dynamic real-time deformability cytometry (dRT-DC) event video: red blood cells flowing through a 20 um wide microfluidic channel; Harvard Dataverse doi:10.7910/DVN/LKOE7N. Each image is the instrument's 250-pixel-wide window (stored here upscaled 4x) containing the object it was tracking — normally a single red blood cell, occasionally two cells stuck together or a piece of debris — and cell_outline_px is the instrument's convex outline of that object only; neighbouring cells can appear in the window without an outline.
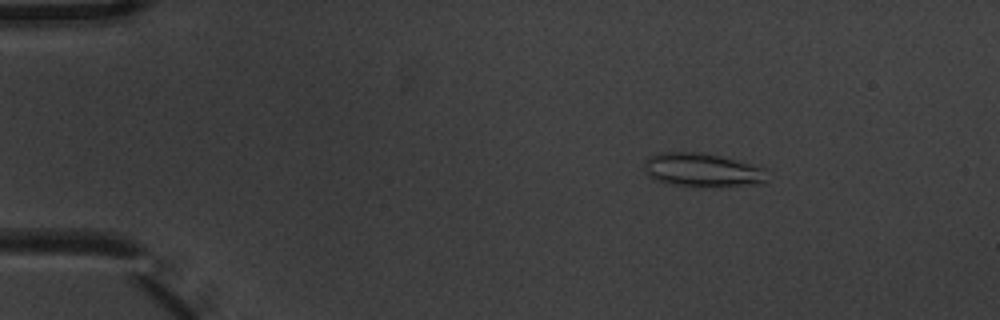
{"species": "common noctule bat (a hibernating species)", "species_latin": "Nyctalus noctula", "temperature_condition": "warm", "stored_images_in_passage": 9, "camera_frame_rate_fps": 3000, "um_per_image_px": 0.085, "animal": {"sex": "male", "body_mass_g": 20.1, "forearm_length_mm": 53.5}, "frame": {"image": 1, "passage_image": 3, "time_ms": 0.667, "image_size_px": [1000, 320], "cell_outline_px": [[768, 180], [760, 184], [696, 188], [672, 184], [656, 180], [648, 172], [644, 164], [644, 160], [648, 156], [656, 152], [700, 152], [720, 156], [768, 168]], "centroid_in_image_um": [59.76, 14.46], "position_along_channel_um": 25.2, "area_um2": 24.62}}
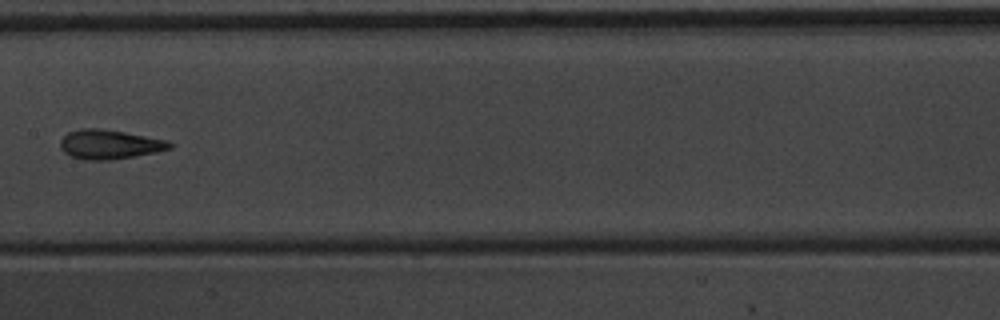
{"frame": {"image": 2, "passage_image": 8, "time_ms": 2.333, "image_size_px": [1000, 320], "cell_outline_px": [[172, 148], [156, 152], [112, 160], [84, 160], [72, 156], [64, 152], [60, 148], [60, 140], [68, 132], [80, 128], [100, 128], [124, 132], [168, 140], [172, 144]], "centroid_in_image_um": [9.3, 12.27], "position_along_channel_um": 198.1, "area_um2": 18.73}}
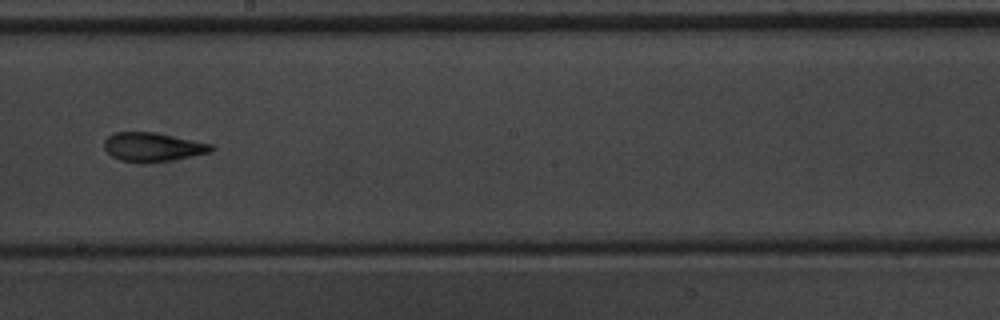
{"frame": {"image": 3, "passage_image": 9, "time_ms": 2.667, "image_size_px": [1000, 320], "cell_outline_px": [[216, 148], [212, 152], [172, 160], [120, 160], [112, 156], [104, 148], [104, 140], [108, 136], [116, 132], [152, 132], [212, 144]], "centroid_in_image_um": [13.01, 12.46], "position_along_channel_um": 235.2, "area_um2": 17.34}}